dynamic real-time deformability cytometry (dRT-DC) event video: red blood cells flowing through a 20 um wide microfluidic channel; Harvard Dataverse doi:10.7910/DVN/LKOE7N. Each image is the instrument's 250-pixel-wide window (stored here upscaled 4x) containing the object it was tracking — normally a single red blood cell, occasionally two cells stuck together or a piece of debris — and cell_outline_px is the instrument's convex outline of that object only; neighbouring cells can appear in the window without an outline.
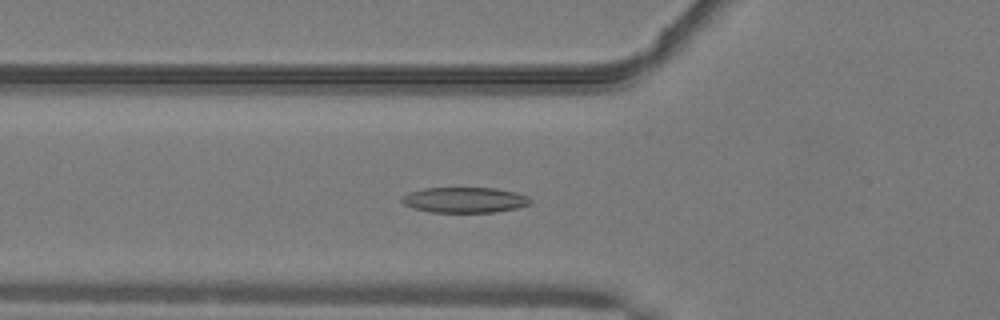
{"species": "common noctule bat (a hibernating species)", "species_latin": "Nyctalus noctula", "temperature_condition": "warm", "stored_images_in_passage": 21, "camera_frame_rate_fps": 3000, "um_per_image_px": 0.085, "animal": {"sex": "male", "body_mass_g": 19.2, "forearm_length_mm": 51.8}, "frame": {"image": 1, "passage_image": 4, "time_ms": 1.0, "image_size_px": [1000, 320], "cell_outline_px": [[532, 200], [528, 204], [516, 208], [496, 212], [432, 212], [412, 208], [404, 204], [400, 200], [400, 196], [408, 192], [424, 188], [496, 188], [516, 192], [528, 196]], "centroid_in_image_um": [39.46, 16.99], "position_along_channel_um": 86.3, "area_um2": 19.19}}
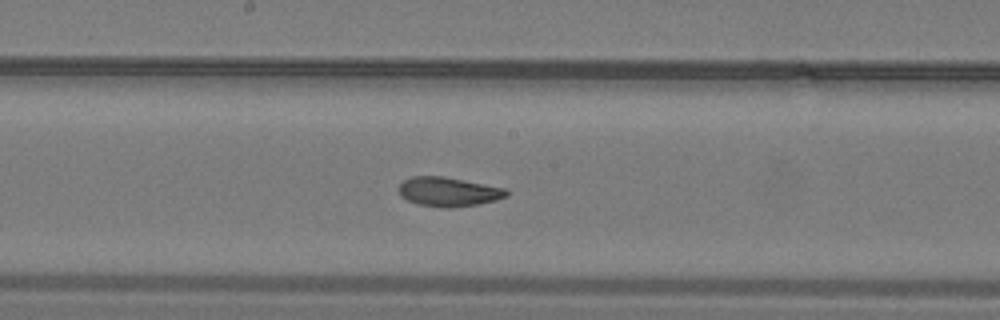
{"frame": {"image": 2, "passage_image": 13, "time_ms": 4.0, "image_size_px": [1000, 320], "cell_outline_px": [[508, 196], [496, 200], [476, 204], [452, 208], [444, 208], [420, 204], [408, 200], [400, 196], [396, 188], [404, 180], [412, 176], [444, 176], [504, 188], [508, 192]], "centroid_in_image_um": [38.08, 16.29], "position_along_channel_um": 210.1, "area_um2": 18.32}}
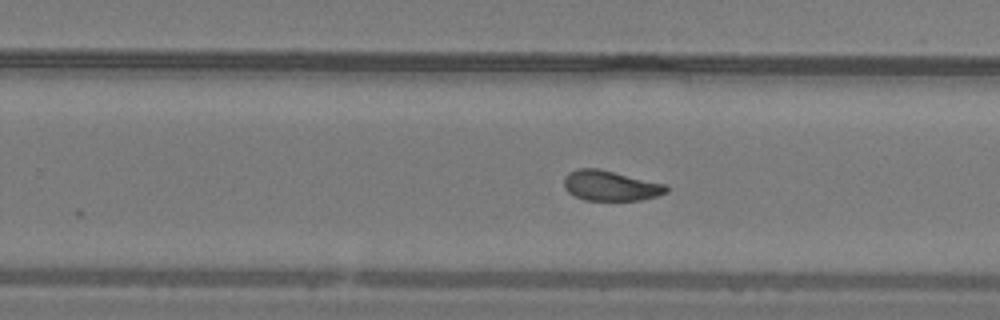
{"frame": {"image": 3, "passage_image": 18, "time_ms": 5.667, "image_size_px": [1000, 320], "cell_outline_px": [[668, 192], [656, 196], [640, 200], [584, 200], [568, 192], [564, 188], [564, 176], [568, 172], [576, 168], [600, 168], [664, 184], [668, 188]], "centroid_in_image_um": [51.85, 15.77], "position_along_channel_um": 278.0, "area_um2": 18.03}}